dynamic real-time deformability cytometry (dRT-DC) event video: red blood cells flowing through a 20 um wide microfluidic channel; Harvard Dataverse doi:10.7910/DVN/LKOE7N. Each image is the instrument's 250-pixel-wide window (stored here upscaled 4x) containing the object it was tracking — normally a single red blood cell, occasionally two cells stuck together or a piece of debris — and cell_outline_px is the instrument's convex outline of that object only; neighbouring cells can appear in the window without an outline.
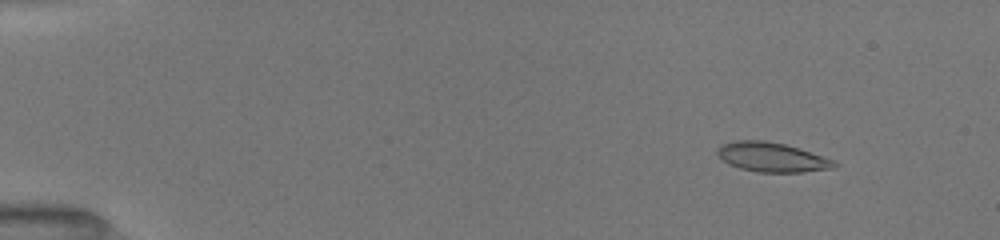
{"species": "common noctule bat (a hibernating species)", "species_latin": "Nyctalus noctula", "temperature_condition": "room temperature", "stored_images_in_passage": 61, "camera_frame_rate_fps": 3000, "um_per_image_px": 0.085, "animal": {"sex": "female", "body_mass_g": 19.5, "forearm_length_mm": 54.1}, "frame": {"image": 1, "passage_image": 7, "time_ms": 1.667, "image_size_px": [1000, 240], "cell_outline_px": [[840, 164], [832, 168], [804, 172], [756, 172], [740, 168], [728, 164], [716, 152], [724, 144], [736, 140], [764, 140], [784, 144], [800, 148], [836, 160]], "centroid_in_image_um": [65.68, 13.36], "position_along_channel_um": 19.3, "area_um2": 20.06}}
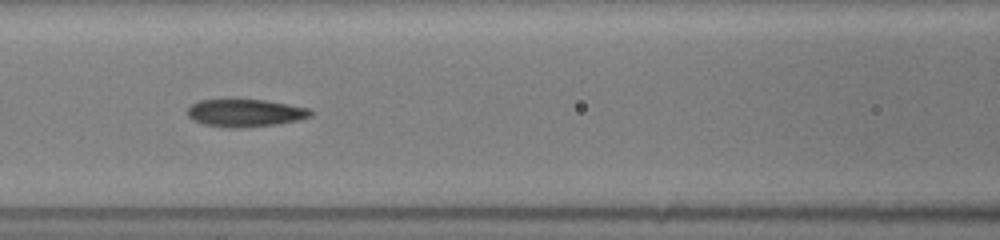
{"frame": {"image": 2, "passage_image": 28, "time_ms": 7.667, "image_size_px": [1000, 240], "cell_outline_px": [[312, 116], [296, 120], [276, 124], [244, 128], [228, 128], [204, 124], [192, 120], [188, 116], [188, 108], [192, 104], [200, 100], [264, 100], [308, 108], [312, 112]], "centroid_in_image_um": [20.82, 9.61], "position_along_channel_um": 145.8, "area_um2": 19.59}}
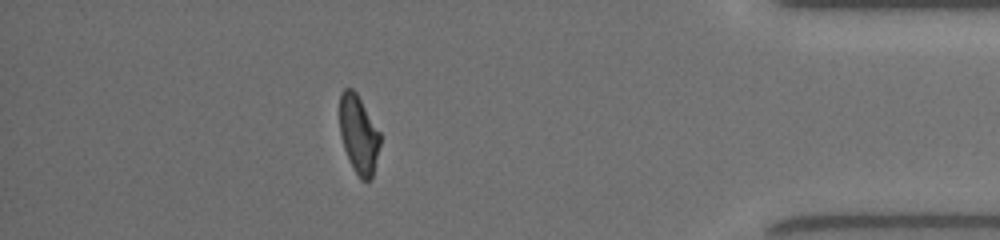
{"frame": {"image": 3, "passage_image": 54, "time_ms": 15.0, "image_size_px": [1000, 240], "cell_outline_px": [[380, 144], [372, 176], [368, 180], [360, 180], [344, 148], [340, 132], [340, 92], [344, 88], [352, 88], [356, 92], [380, 132]], "centroid_in_image_um": [30.48, 11.38], "position_along_channel_um": 404.7, "area_um2": 18.09}, "authors_computed_cell_mechanics": {"area_um2": 19.8254, "velocity_mm_per_s": 4.0273, "shape_relaxation_time_tau1_ms": null, "shape_relaxation_time_tau2_ms": 2.0315, "deformation_change_tau1": null, "deformation_change_tau2": 0.0714}}